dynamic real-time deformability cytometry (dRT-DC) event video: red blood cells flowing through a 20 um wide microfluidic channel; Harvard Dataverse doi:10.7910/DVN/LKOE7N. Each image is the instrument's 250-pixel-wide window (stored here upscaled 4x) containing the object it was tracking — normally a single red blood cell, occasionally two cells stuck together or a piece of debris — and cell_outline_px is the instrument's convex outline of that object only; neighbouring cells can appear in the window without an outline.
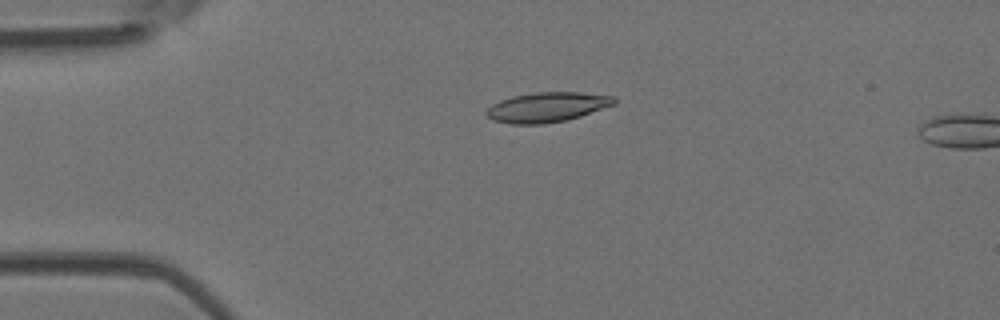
{"species": "Egyptian fruit bat (a non-hibernating species)", "species_latin": "Rousettus aegyptiacus", "temperature_condition": "room temperature", "stored_images_in_passage": 3, "camera_frame_rate_fps": 3000, "um_per_image_px": 0.085, "animal": {"sex": "female"}, "frame": {"image": 1, "passage_image": 2, "time_ms": 0.333, "image_size_px": [1000, 320], "cell_outline_px": [[616, 104], [568, 120], [544, 124], [512, 124], [492, 120], [484, 112], [492, 104], [500, 100], [512, 96], [536, 92], [580, 92], [616, 96]], "centroid_in_image_um": [46.51, 9.11], "position_along_channel_um": 38.5, "area_um2": 22.37}}